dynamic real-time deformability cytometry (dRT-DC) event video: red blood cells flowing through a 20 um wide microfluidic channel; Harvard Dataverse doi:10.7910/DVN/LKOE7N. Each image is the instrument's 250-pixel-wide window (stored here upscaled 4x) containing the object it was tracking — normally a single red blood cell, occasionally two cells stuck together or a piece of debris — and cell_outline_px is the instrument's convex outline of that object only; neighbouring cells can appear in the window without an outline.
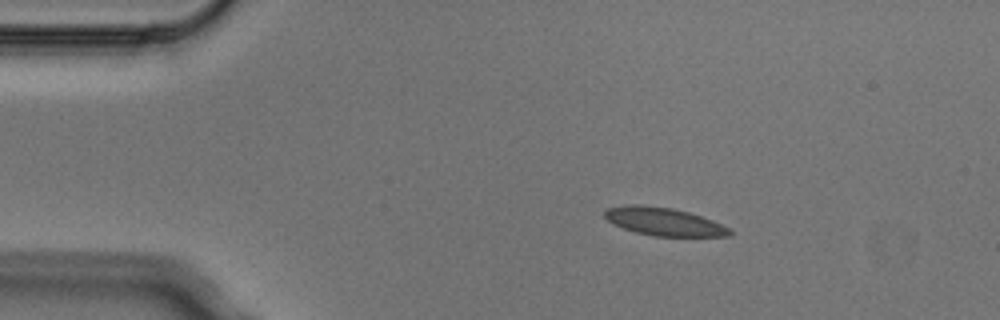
{"species": "Egyptian fruit bat (a non-hibernating species)", "species_latin": "Rousettus aegyptiacus", "temperature_condition": "cold", "stored_images_in_passage": 3, "camera_frame_rate_fps": 3000, "um_per_image_px": 0.085, "animal": {"sex": "male"}, "frame": {"image": 1, "passage_image": 2, "time_ms": 0.333, "image_size_px": [1000, 320], "cell_outline_px": [[732, 232], [728, 236], [652, 236], [636, 232], [612, 224], [604, 216], [604, 212], [608, 208], [628, 204], [640, 204], [672, 208], [688, 212], [712, 220], [732, 228]], "centroid_in_image_um": [56.43, 18.83], "position_along_channel_um": 28.6, "area_um2": 20.4}}